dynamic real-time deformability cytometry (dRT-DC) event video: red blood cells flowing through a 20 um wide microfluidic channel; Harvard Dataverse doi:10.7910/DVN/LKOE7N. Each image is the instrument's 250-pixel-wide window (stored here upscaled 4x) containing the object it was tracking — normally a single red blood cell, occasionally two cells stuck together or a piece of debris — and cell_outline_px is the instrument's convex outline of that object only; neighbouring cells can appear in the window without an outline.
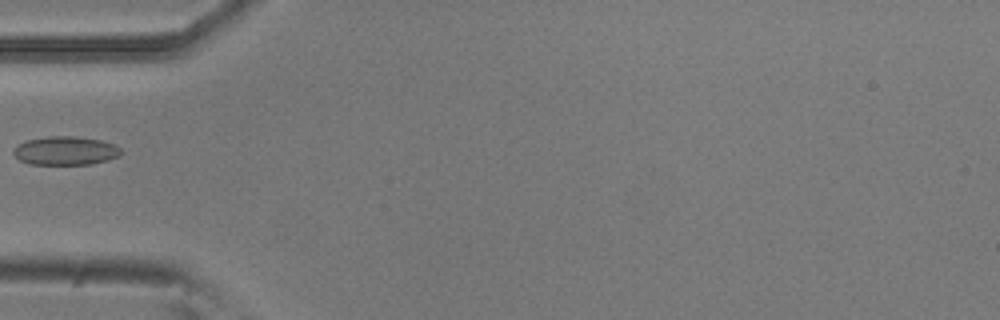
{"species": "common noctule bat (a hibernating species)", "species_latin": "Nyctalus noctula", "temperature_condition": "room temperature", "stored_images_in_passage": 36, "camera_frame_rate_fps": 3000, "um_per_image_px": 0.085, "animal": {"sex": "male", "body_mass_g": 20.5, "forearm_length_mm": 52.5}, "frame": {"image": 1, "passage_image": 1, "time_ms": 0.0, "image_size_px": [1000, 320], "cell_outline_px": [[120, 156], [108, 160], [92, 164], [32, 164], [20, 160], [12, 152], [12, 148], [28, 140], [48, 136], [76, 136], [100, 140], [112, 144], [120, 148]], "centroid_in_image_um": [5.56, 12.81], "position_along_channel_um": 79.4, "area_um2": 17.8}}
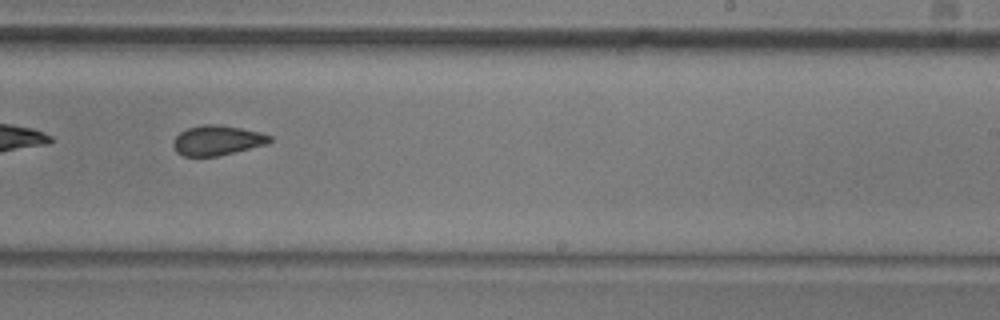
{"frame": {"image": 2, "passage_image": 16, "time_ms": 5.0, "image_size_px": [1000, 320], "cell_outline_px": [[272, 140], [268, 144], [216, 156], [184, 156], [176, 152], [172, 144], [172, 140], [180, 132], [188, 128], [204, 124], [220, 124], [260, 132], [272, 136]], "centroid_in_image_um": [18.45, 11.92], "position_along_channel_um": 270.5, "area_um2": 16.82}}
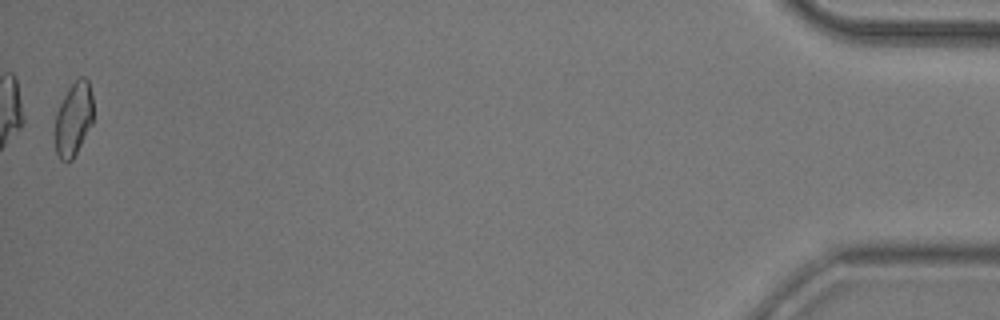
{"frame": {"image": 3, "passage_image": 36, "time_ms": 11.667, "image_size_px": [1000, 320], "cell_outline_px": [[92, 124], [72, 160], [68, 164], [60, 160], [56, 152], [56, 112], [68, 88], [80, 76], [84, 76], [88, 80], [92, 96]], "centroid_in_image_um": [6.25, 10.13], "position_along_channel_um": 428.9, "area_um2": 16.3}}